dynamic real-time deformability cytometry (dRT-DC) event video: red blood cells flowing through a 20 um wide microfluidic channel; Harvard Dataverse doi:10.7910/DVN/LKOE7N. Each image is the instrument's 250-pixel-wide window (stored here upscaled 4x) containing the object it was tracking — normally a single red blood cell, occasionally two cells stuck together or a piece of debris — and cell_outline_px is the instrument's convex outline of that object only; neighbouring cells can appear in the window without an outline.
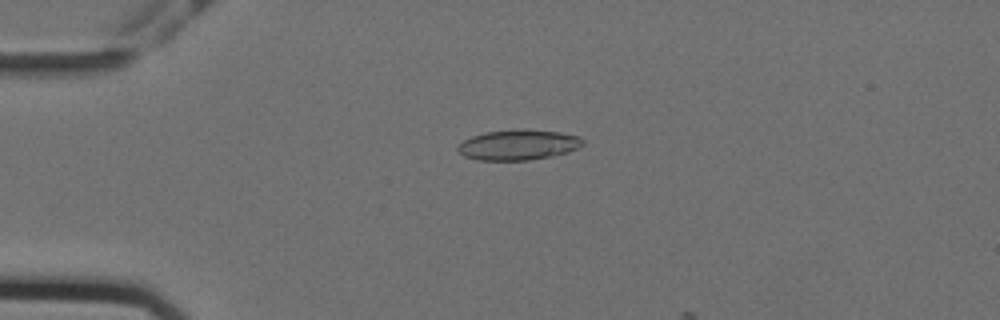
{"species": "Egyptian fruit bat (a non-hibernating species)", "species_latin": "Rousettus aegyptiacus", "temperature_condition": "cold", "stored_images_in_passage": 17, "camera_frame_rate_fps": 3000, "um_per_image_px": 0.085, "animal": {"sex": "female"}, "frame": {"image": 1, "passage_image": 14, "time_ms": 4.333, "image_size_px": [1000, 320], "cell_outline_px": [[584, 144], [568, 152], [552, 156], [528, 160], [476, 160], [464, 156], [456, 148], [464, 140], [472, 136], [484, 132], [524, 128], [560, 132], [580, 136], [584, 140]], "centroid_in_image_um": [44.07, 12.3], "position_along_channel_um": 40.9, "area_um2": 22.25}}